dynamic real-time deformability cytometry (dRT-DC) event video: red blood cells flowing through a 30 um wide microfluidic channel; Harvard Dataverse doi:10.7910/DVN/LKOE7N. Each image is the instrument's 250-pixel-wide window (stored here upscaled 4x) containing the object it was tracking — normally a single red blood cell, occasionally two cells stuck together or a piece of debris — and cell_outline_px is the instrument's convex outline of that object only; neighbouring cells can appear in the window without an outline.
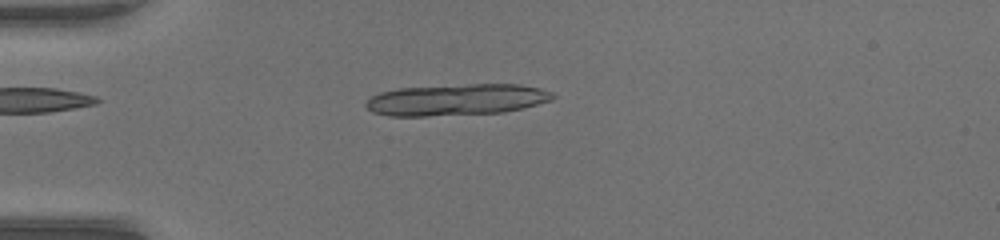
{"species": "common noctule bat (a hibernating species)", "species_latin": "Nyctalus noctula", "temperature_condition": "warm", "stored_images_in_passage": 23, "camera_frame_rate_fps": 3000, "um_per_image_px": 0.085, "animal": {"sex": "female", "body_mass_g": 17.0, "forearm_length_mm": 48.0}, "frame": {"image": 1, "passage_image": 14, "time_ms": 4.333, "image_size_px": [1000, 240], "cell_outline_px": [[556, 96], [552, 100], [504, 112], [424, 116], [388, 116], [372, 112], [364, 104], [372, 96], [380, 92], [400, 88], [468, 84], [520, 84], [540, 88], [552, 92]], "centroid_in_image_um": [38.8, 8.47], "position_along_channel_um": 46.2, "area_um2": 34.1}}